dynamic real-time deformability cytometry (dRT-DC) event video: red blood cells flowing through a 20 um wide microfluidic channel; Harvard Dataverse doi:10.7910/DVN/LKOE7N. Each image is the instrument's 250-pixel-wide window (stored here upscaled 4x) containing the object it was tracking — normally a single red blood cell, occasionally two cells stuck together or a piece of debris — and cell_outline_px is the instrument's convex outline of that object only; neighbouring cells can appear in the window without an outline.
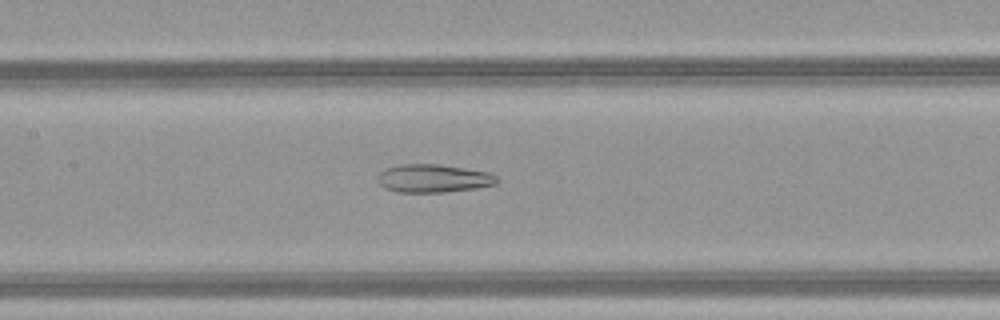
{"species": "common noctule bat (a hibernating species)", "species_latin": "Nyctalus noctula", "temperature_condition": "warm", "stored_images_in_passage": 51, "camera_frame_rate_fps": 3000, "um_per_image_px": 0.085, "animal": {"sex": "female", "body_mass_g": 21.9}, "frame": {"image": 1, "passage_image": 26, "time_ms": 8.333, "image_size_px": [1000, 320], "cell_outline_px": [[500, 180], [496, 184], [476, 188], [444, 192], [396, 192], [384, 188], [376, 180], [380, 172], [384, 168], [400, 164], [436, 164], [488, 172], [496, 176]], "centroid_in_image_um": [36.8, 15.16], "position_along_channel_um": 170.6, "area_um2": 19.59}}
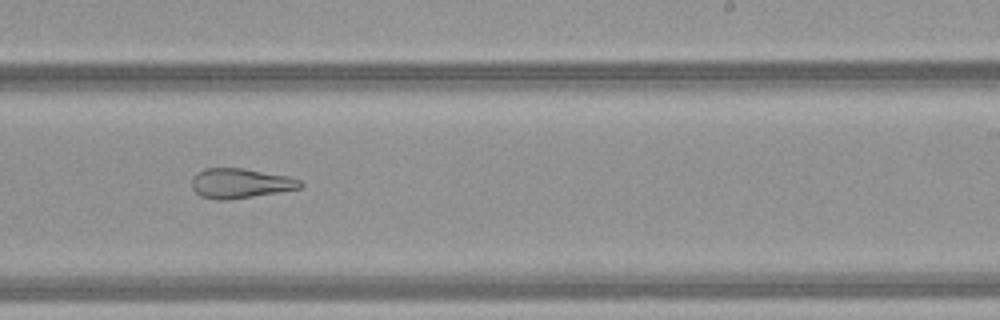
{"frame": {"image": 2, "passage_image": 33, "time_ms": 10.667, "image_size_px": [1000, 320], "cell_outline_px": [[304, 184], [300, 188], [228, 200], [216, 200], [200, 196], [192, 188], [192, 176], [196, 172], [204, 168], [244, 168], [288, 176], [300, 180]], "centroid_in_image_um": [20.38, 15.57], "position_along_channel_um": 268.6, "area_um2": 18.84}}
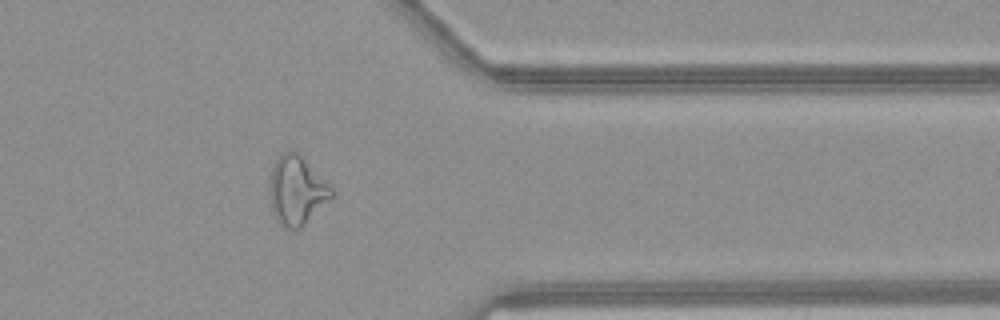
{"frame": {"image": 3, "passage_image": 42, "time_ms": 13.667, "image_size_px": [1000, 320], "cell_outline_px": [[336, 192], [300, 228], [288, 228], [280, 224], [276, 220], [272, 208], [268, 192], [268, 188], [272, 168], [276, 160], [284, 152], [292, 148], [332, 184]], "centroid_in_image_um": [25.23, 16.15], "position_along_channel_um": 386.2, "area_um2": 24.85}, "authors_computed_cell_mechanics": {"area_um2": 26.7036, "velocity_mm_per_s": 4.2084, "shape_relaxation_time_tau1_ms": null, "shape_relaxation_time_tau2_ms": 2.6944, "deformation_change_tau1": null, "deformation_change_tau2": 0.1372}}